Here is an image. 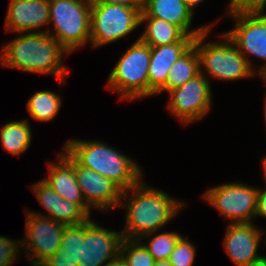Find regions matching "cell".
Listing matches in <instances>:
<instances>
[{
	"instance_id": "obj_1",
	"label": "cell",
	"mask_w": 266,
	"mask_h": 266,
	"mask_svg": "<svg viewBox=\"0 0 266 266\" xmlns=\"http://www.w3.org/2000/svg\"><path fill=\"white\" fill-rule=\"evenodd\" d=\"M133 192L129 195L128 193ZM129 196V197H128ZM125 200V203L123 199ZM126 204V205H125ZM126 206L125 228L122 230L123 238L140 239L148 233H156L170 220L176 217L185 206L168 193L147 186L140 182L132 188L122 191L119 206Z\"/></svg>"
},
{
	"instance_id": "obj_2",
	"label": "cell",
	"mask_w": 266,
	"mask_h": 266,
	"mask_svg": "<svg viewBox=\"0 0 266 266\" xmlns=\"http://www.w3.org/2000/svg\"><path fill=\"white\" fill-rule=\"evenodd\" d=\"M17 38L3 45L0 52V66L21 69L25 72L52 74L60 82L65 80L67 67L64 66L65 50L47 32L19 33Z\"/></svg>"
},
{
	"instance_id": "obj_3",
	"label": "cell",
	"mask_w": 266,
	"mask_h": 266,
	"mask_svg": "<svg viewBox=\"0 0 266 266\" xmlns=\"http://www.w3.org/2000/svg\"><path fill=\"white\" fill-rule=\"evenodd\" d=\"M65 150L79 165L90 168L115 183L122 191L141 182L142 169L132 158L103 142L72 139Z\"/></svg>"
},
{
	"instance_id": "obj_4",
	"label": "cell",
	"mask_w": 266,
	"mask_h": 266,
	"mask_svg": "<svg viewBox=\"0 0 266 266\" xmlns=\"http://www.w3.org/2000/svg\"><path fill=\"white\" fill-rule=\"evenodd\" d=\"M210 29L211 27L197 35L193 42L199 56L200 72L203 74L207 72L205 77L210 75V77L221 81H235L256 75L257 70L250 67L246 58L226 34L223 33L220 36L222 41L225 40L224 42L211 41V43L204 44Z\"/></svg>"
},
{
	"instance_id": "obj_5",
	"label": "cell",
	"mask_w": 266,
	"mask_h": 266,
	"mask_svg": "<svg viewBox=\"0 0 266 266\" xmlns=\"http://www.w3.org/2000/svg\"><path fill=\"white\" fill-rule=\"evenodd\" d=\"M90 17V0H49V23L54 28L44 32L72 53L90 42Z\"/></svg>"
},
{
	"instance_id": "obj_6",
	"label": "cell",
	"mask_w": 266,
	"mask_h": 266,
	"mask_svg": "<svg viewBox=\"0 0 266 266\" xmlns=\"http://www.w3.org/2000/svg\"><path fill=\"white\" fill-rule=\"evenodd\" d=\"M150 46L139 38L122 54L108 77L109 90L120 94V100H135L149 96L148 70Z\"/></svg>"
},
{
	"instance_id": "obj_7",
	"label": "cell",
	"mask_w": 266,
	"mask_h": 266,
	"mask_svg": "<svg viewBox=\"0 0 266 266\" xmlns=\"http://www.w3.org/2000/svg\"><path fill=\"white\" fill-rule=\"evenodd\" d=\"M143 8L91 3L90 43L94 48L113 43L141 25Z\"/></svg>"
},
{
	"instance_id": "obj_8",
	"label": "cell",
	"mask_w": 266,
	"mask_h": 266,
	"mask_svg": "<svg viewBox=\"0 0 266 266\" xmlns=\"http://www.w3.org/2000/svg\"><path fill=\"white\" fill-rule=\"evenodd\" d=\"M123 239L122 232L103 228L89 218L79 224L78 266H111L119 262Z\"/></svg>"
},
{
	"instance_id": "obj_9",
	"label": "cell",
	"mask_w": 266,
	"mask_h": 266,
	"mask_svg": "<svg viewBox=\"0 0 266 266\" xmlns=\"http://www.w3.org/2000/svg\"><path fill=\"white\" fill-rule=\"evenodd\" d=\"M258 191L259 188L232 182L210 188L202 197L231 224L251 223L255 217Z\"/></svg>"
},
{
	"instance_id": "obj_10",
	"label": "cell",
	"mask_w": 266,
	"mask_h": 266,
	"mask_svg": "<svg viewBox=\"0 0 266 266\" xmlns=\"http://www.w3.org/2000/svg\"><path fill=\"white\" fill-rule=\"evenodd\" d=\"M25 214L26 236L25 240H21L22 249L27 250L25 254L30 251L27 259L31 261V266H40L60 249L65 225L41 212L28 210Z\"/></svg>"
},
{
	"instance_id": "obj_11",
	"label": "cell",
	"mask_w": 266,
	"mask_h": 266,
	"mask_svg": "<svg viewBox=\"0 0 266 266\" xmlns=\"http://www.w3.org/2000/svg\"><path fill=\"white\" fill-rule=\"evenodd\" d=\"M211 90L209 79L200 72L183 85L167 92L169 93L167 108L185 125L202 120L211 109Z\"/></svg>"
},
{
	"instance_id": "obj_12",
	"label": "cell",
	"mask_w": 266,
	"mask_h": 266,
	"mask_svg": "<svg viewBox=\"0 0 266 266\" xmlns=\"http://www.w3.org/2000/svg\"><path fill=\"white\" fill-rule=\"evenodd\" d=\"M236 21L234 29L226 32L239 52L252 68L249 54L266 61V14H229ZM257 75L266 77V62L259 66Z\"/></svg>"
},
{
	"instance_id": "obj_13",
	"label": "cell",
	"mask_w": 266,
	"mask_h": 266,
	"mask_svg": "<svg viewBox=\"0 0 266 266\" xmlns=\"http://www.w3.org/2000/svg\"><path fill=\"white\" fill-rule=\"evenodd\" d=\"M75 176L85 202L92 209L109 210L121 202L122 190L111 180L75 161Z\"/></svg>"
},
{
	"instance_id": "obj_14",
	"label": "cell",
	"mask_w": 266,
	"mask_h": 266,
	"mask_svg": "<svg viewBox=\"0 0 266 266\" xmlns=\"http://www.w3.org/2000/svg\"><path fill=\"white\" fill-rule=\"evenodd\" d=\"M263 232L251 223L229 224L224 239L227 255L237 266H249L261 260L258 248Z\"/></svg>"
},
{
	"instance_id": "obj_15",
	"label": "cell",
	"mask_w": 266,
	"mask_h": 266,
	"mask_svg": "<svg viewBox=\"0 0 266 266\" xmlns=\"http://www.w3.org/2000/svg\"><path fill=\"white\" fill-rule=\"evenodd\" d=\"M58 163H48L49 176L43 180L62 198L78 204L89 216L91 207L85 202L75 176V160L64 150L58 154Z\"/></svg>"
},
{
	"instance_id": "obj_16",
	"label": "cell",
	"mask_w": 266,
	"mask_h": 266,
	"mask_svg": "<svg viewBox=\"0 0 266 266\" xmlns=\"http://www.w3.org/2000/svg\"><path fill=\"white\" fill-rule=\"evenodd\" d=\"M6 16V31L44 32L40 28L49 24V0H10Z\"/></svg>"
},
{
	"instance_id": "obj_17",
	"label": "cell",
	"mask_w": 266,
	"mask_h": 266,
	"mask_svg": "<svg viewBox=\"0 0 266 266\" xmlns=\"http://www.w3.org/2000/svg\"><path fill=\"white\" fill-rule=\"evenodd\" d=\"M37 200L47 210L50 218L68 225L86 222L90 216L78 205L62 198L43 179L32 185Z\"/></svg>"
},
{
	"instance_id": "obj_18",
	"label": "cell",
	"mask_w": 266,
	"mask_h": 266,
	"mask_svg": "<svg viewBox=\"0 0 266 266\" xmlns=\"http://www.w3.org/2000/svg\"><path fill=\"white\" fill-rule=\"evenodd\" d=\"M193 42H175L157 47H150V65L148 70L149 97L165 85L167 74L172 64L184 55Z\"/></svg>"
},
{
	"instance_id": "obj_19",
	"label": "cell",
	"mask_w": 266,
	"mask_h": 266,
	"mask_svg": "<svg viewBox=\"0 0 266 266\" xmlns=\"http://www.w3.org/2000/svg\"><path fill=\"white\" fill-rule=\"evenodd\" d=\"M149 17H156L180 27L188 36L196 37L211 25L191 30L194 12L183 0H143V9ZM191 30V31H190Z\"/></svg>"
},
{
	"instance_id": "obj_20",
	"label": "cell",
	"mask_w": 266,
	"mask_h": 266,
	"mask_svg": "<svg viewBox=\"0 0 266 266\" xmlns=\"http://www.w3.org/2000/svg\"><path fill=\"white\" fill-rule=\"evenodd\" d=\"M147 26L139 39L150 47H157L175 42H194L195 37L188 36L180 27L156 17H149L143 10L140 23Z\"/></svg>"
},
{
	"instance_id": "obj_21",
	"label": "cell",
	"mask_w": 266,
	"mask_h": 266,
	"mask_svg": "<svg viewBox=\"0 0 266 266\" xmlns=\"http://www.w3.org/2000/svg\"><path fill=\"white\" fill-rule=\"evenodd\" d=\"M200 73L199 56L193 45L184 55L176 60L168 74L165 85L156 93L169 91L183 85L188 80L194 78Z\"/></svg>"
},
{
	"instance_id": "obj_22",
	"label": "cell",
	"mask_w": 266,
	"mask_h": 266,
	"mask_svg": "<svg viewBox=\"0 0 266 266\" xmlns=\"http://www.w3.org/2000/svg\"><path fill=\"white\" fill-rule=\"evenodd\" d=\"M79 263V224L65 225L60 249L40 266H78Z\"/></svg>"
},
{
	"instance_id": "obj_23",
	"label": "cell",
	"mask_w": 266,
	"mask_h": 266,
	"mask_svg": "<svg viewBox=\"0 0 266 266\" xmlns=\"http://www.w3.org/2000/svg\"><path fill=\"white\" fill-rule=\"evenodd\" d=\"M27 119L4 124L0 131L4 149L14 155L24 153L31 144L32 132Z\"/></svg>"
},
{
	"instance_id": "obj_24",
	"label": "cell",
	"mask_w": 266,
	"mask_h": 266,
	"mask_svg": "<svg viewBox=\"0 0 266 266\" xmlns=\"http://www.w3.org/2000/svg\"><path fill=\"white\" fill-rule=\"evenodd\" d=\"M62 99L53 91L43 90L33 94L27 102V110L36 121H51L59 113Z\"/></svg>"
},
{
	"instance_id": "obj_25",
	"label": "cell",
	"mask_w": 266,
	"mask_h": 266,
	"mask_svg": "<svg viewBox=\"0 0 266 266\" xmlns=\"http://www.w3.org/2000/svg\"><path fill=\"white\" fill-rule=\"evenodd\" d=\"M119 261L124 266H154L155 259L139 239L124 238Z\"/></svg>"
},
{
	"instance_id": "obj_26",
	"label": "cell",
	"mask_w": 266,
	"mask_h": 266,
	"mask_svg": "<svg viewBox=\"0 0 266 266\" xmlns=\"http://www.w3.org/2000/svg\"><path fill=\"white\" fill-rule=\"evenodd\" d=\"M154 234L155 233H148L142 236L139 240L143 241L146 238L148 239L149 237V243L144 244V246L148 249L149 253L153 256L155 261L168 260L177 244V241L182 237V235L176 232H163L157 234L156 236ZM151 235L154 236L150 238Z\"/></svg>"
},
{
	"instance_id": "obj_27",
	"label": "cell",
	"mask_w": 266,
	"mask_h": 266,
	"mask_svg": "<svg viewBox=\"0 0 266 266\" xmlns=\"http://www.w3.org/2000/svg\"><path fill=\"white\" fill-rule=\"evenodd\" d=\"M196 256L195 246L182 236L168 259L172 266H192Z\"/></svg>"
},
{
	"instance_id": "obj_28",
	"label": "cell",
	"mask_w": 266,
	"mask_h": 266,
	"mask_svg": "<svg viewBox=\"0 0 266 266\" xmlns=\"http://www.w3.org/2000/svg\"><path fill=\"white\" fill-rule=\"evenodd\" d=\"M266 0H230L228 14H265Z\"/></svg>"
},
{
	"instance_id": "obj_29",
	"label": "cell",
	"mask_w": 266,
	"mask_h": 266,
	"mask_svg": "<svg viewBox=\"0 0 266 266\" xmlns=\"http://www.w3.org/2000/svg\"><path fill=\"white\" fill-rule=\"evenodd\" d=\"M22 242L0 236V266H10L15 262L18 249L22 248Z\"/></svg>"
},
{
	"instance_id": "obj_30",
	"label": "cell",
	"mask_w": 266,
	"mask_h": 266,
	"mask_svg": "<svg viewBox=\"0 0 266 266\" xmlns=\"http://www.w3.org/2000/svg\"><path fill=\"white\" fill-rule=\"evenodd\" d=\"M91 3L117 4L126 7L143 8V0H90Z\"/></svg>"
},
{
	"instance_id": "obj_31",
	"label": "cell",
	"mask_w": 266,
	"mask_h": 266,
	"mask_svg": "<svg viewBox=\"0 0 266 266\" xmlns=\"http://www.w3.org/2000/svg\"><path fill=\"white\" fill-rule=\"evenodd\" d=\"M255 216H261L266 218V187L265 190L262 189L258 191L257 194V203H256V212Z\"/></svg>"
},
{
	"instance_id": "obj_32",
	"label": "cell",
	"mask_w": 266,
	"mask_h": 266,
	"mask_svg": "<svg viewBox=\"0 0 266 266\" xmlns=\"http://www.w3.org/2000/svg\"><path fill=\"white\" fill-rule=\"evenodd\" d=\"M204 0H183V2L194 12L196 5H199Z\"/></svg>"
},
{
	"instance_id": "obj_33",
	"label": "cell",
	"mask_w": 266,
	"mask_h": 266,
	"mask_svg": "<svg viewBox=\"0 0 266 266\" xmlns=\"http://www.w3.org/2000/svg\"><path fill=\"white\" fill-rule=\"evenodd\" d=\"M154 266H172L169 260L155 261Z\"/></svg>"
},
{
	"instance_id": "obj_34",
	"label": "cell",
	"mask_w": 266,
	"mask_h": 266,
	"mask_svg": "<svg viewBox=\"0 0 266 266\" xmlns=\"http://www.w3.org/2000/svg\"><path fill=\"white\" fill-rule=\"evenodd\" d=\"M249 266H266V257L264 256L261 260L254 262Z\"/></svg>"
},
{
	"instance_id": "obj_35",
	"label": "cell",
	"mask_w": 266,
	"mask_h": 266,
	"mask_svg": "<svg viewBox=\"0 0 266 266\" xmlns=\"http://www.w3.org/2000/svg\"><path fill=\"white\" fill-rule=\"evenodd\" d=\"M261 162H262V165H263V170H264V181H265V183H266V156L261 160Z\"/></svg>"
},
{
	"instance_id": "obj_36",
	"label": "cell",
	"mask_w": 266,
	"mask_h": 266,
	"mask_svg": "<svg viewBox=\"0 0 266 266\" xmlns=\"http://www.w3.org/2000/svg\"><path fill=\"white\" fill-rule=\"evenodd\" d=\"M111 266H124L120 261L115 263V264H112Z\"/></svg>"
},
{
	"instance_id": "obj_37",
	"label": "cell",
	"mask_w": 266,
	"mask_h": 266,
	"mask_svg": "<svg viewBox=\"0 0 266 266\" xmlns=\"http://www.w3.org/2000/svg\"><path fill=\"white\" fill-rule=\"evenodd\" d=\"M264 106H265L264 108H265V121H266V101H265V105Z\"/></svg>"
}]
</instances>
